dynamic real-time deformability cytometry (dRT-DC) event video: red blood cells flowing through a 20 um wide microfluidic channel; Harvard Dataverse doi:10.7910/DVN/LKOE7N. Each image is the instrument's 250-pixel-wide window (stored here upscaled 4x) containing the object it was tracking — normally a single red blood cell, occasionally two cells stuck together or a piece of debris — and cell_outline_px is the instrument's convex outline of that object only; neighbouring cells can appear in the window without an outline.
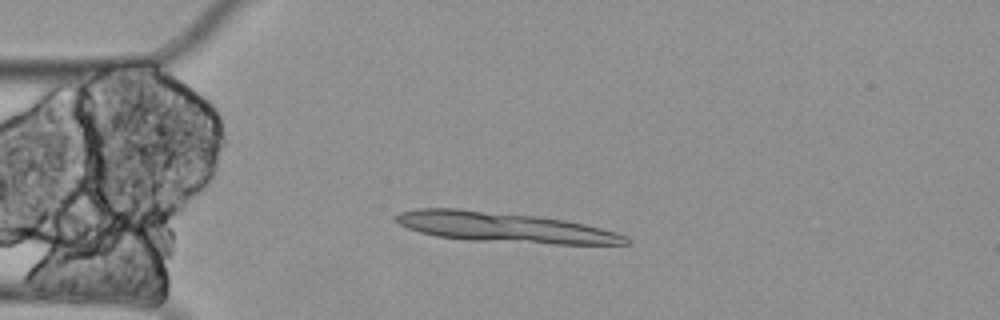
{"species": "Egyptian fruit bat (a non-hibernating species)", "species_latin": "Rousettus aegyptiacus", "temperature_condition": "cold", "stored_images_in_passage": 5, "camera_frame_rate_fps": 3000, "um_per_image_px": 0.085, "animal": {"sex": "female"}, "frame": {"image": 1, "passage_image": 4, "time_ms": 1.0, "image_size_px": [1000, 320], "cell_outline_px": [[632, 240], [628, 244], [552, 244], [468, 240], [436, 236], [420, 232], [408, 228], [400, 224], [392, 216], [400, 212], [420, 208], [460, 208], [536, 216], [564, 220], [584, 224], [616, 232], [628, 236]], "centroid_in_image_um": [42.88, 19.32], "position_along_channel_um": 42.1, "area_um2": 40.34}}